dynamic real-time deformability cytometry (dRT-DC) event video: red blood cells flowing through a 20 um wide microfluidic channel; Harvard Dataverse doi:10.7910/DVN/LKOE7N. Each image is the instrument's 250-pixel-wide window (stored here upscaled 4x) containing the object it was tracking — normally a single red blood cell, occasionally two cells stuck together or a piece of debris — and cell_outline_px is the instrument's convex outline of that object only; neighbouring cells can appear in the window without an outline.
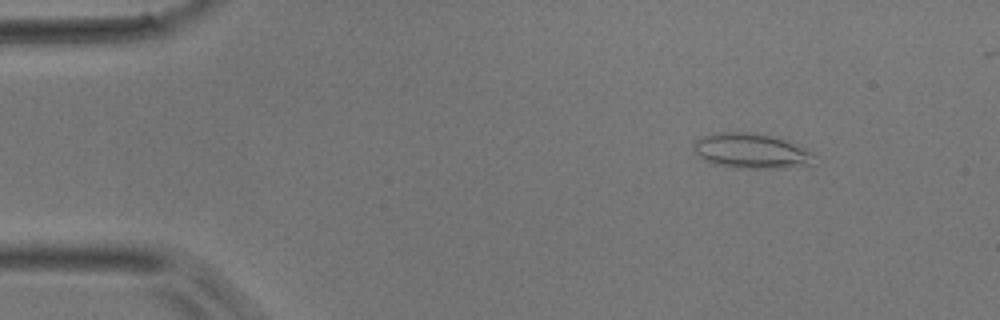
{"species": "common noctule bat (a hibernating species)", "species_latin": "Nyctalus noctula", "temperature_condition": "room temperature", "stored_images_in_passage": 48, "camera_frame_rate_fps": 3000, "um_per_image_px": 0.085, "animal": {"sex": "male", "body_mass_g": 17.9}, "frame": {"image": 1, "passage_image": 6, "time_ms": 1.667, "image_size_px": [1000, 320], "cell_outline_px": [[812, 164], [784, 168], [736, 168], [712, 164], [704, 160], [696, 152], [696, 140], [704, 136], [724, 132], [752, 132], [772, 136], [784, 140], [804, 148], [812, 152]], "centroid_in_image_um": [63.86, 12.84], "position_along_channel_um": 21.1, "area_um2": 24.16}}
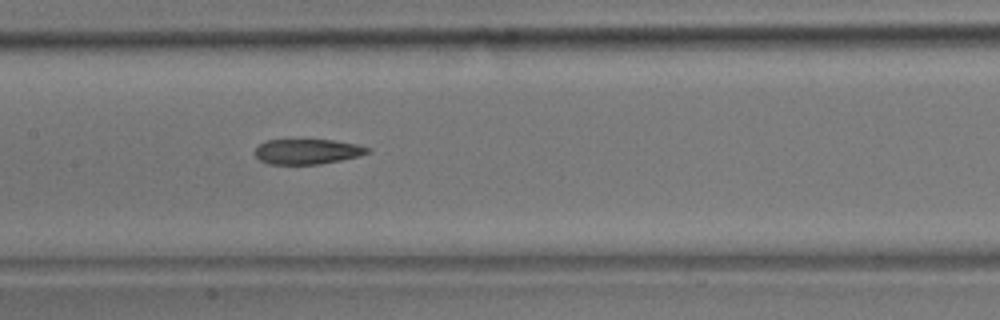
{"frame": {"image": 2, "passage_image": 24, "time_ms": 7.667, "image_size_px": [1000, 320], "cell_outline_px": [[372, 152], [360, 156], [320, 164], [268, 164], [260, 160], [256, 156], [256, 144], [268, 140], [332, 140], [356, 144], [372, 148]], "centroid_in_image_um": [26.15, 12.88], "position_along_channel_um": 181.2, "area_um2": 16.59}}
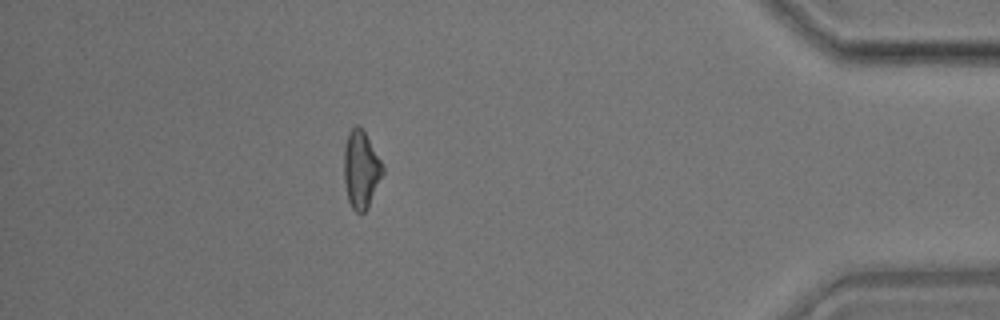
{"frame": {"image": 3, "passage_image": 44, "time_ms": 14.333, "image_size_px": [1000, 320], "cell_outline_px": [[384, 172], [368, 208], [364, 212], [356, 212], [352, 208], [348, 200], [344, 180], [344, 148], [348, 132], [356, 124], [364, 132], [380, 160], [384, 168]], "centroid_in_image_um": [30.67, 14.43], "position_along_channel_um": 404.5, "area_um2": 17.28}}